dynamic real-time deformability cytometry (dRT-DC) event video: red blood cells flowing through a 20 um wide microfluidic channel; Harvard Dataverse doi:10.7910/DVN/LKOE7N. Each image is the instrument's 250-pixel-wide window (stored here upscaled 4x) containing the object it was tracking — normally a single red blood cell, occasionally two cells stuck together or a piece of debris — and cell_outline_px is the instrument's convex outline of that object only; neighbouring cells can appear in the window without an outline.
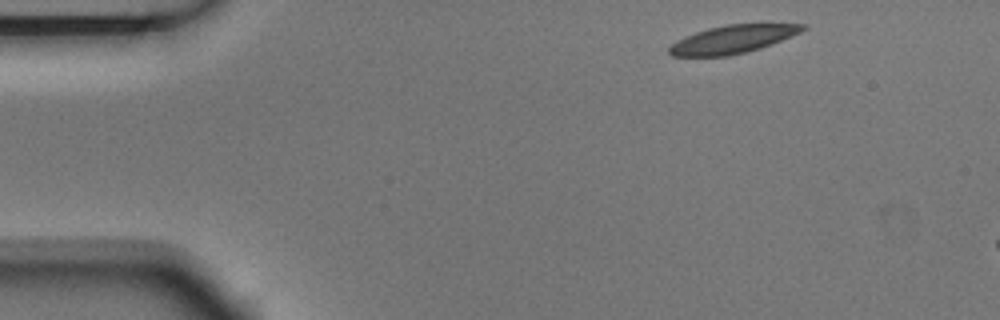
{"species": "Egyptian fruit bat (a non-hibernating species)", "species_latin": "Rousettus aegyptiacus", "temperature_condition": "room temperature", "stored_images_in_passage": 3, "camera_frame_rate_fps": 3000, "um_per_image_px": 0.085, "animal": {"sex": "male"}, "frame": {"image": 1, "passage_image": 1, "time_ms": 0.0, "image_size_px": [1000, 320], "cell_outline_px": [[808, 28], [800, 32], [760, 48], [728, 56], [672, 56], [668, 52], [668, 48], [676, 40], [684, 36], [708, 28], [728, 24], [808, 24]], "centroid_in_image_um": [62.24, 3.33], "position_along_channel_um": 22.8, "area_um2": 21.62}}